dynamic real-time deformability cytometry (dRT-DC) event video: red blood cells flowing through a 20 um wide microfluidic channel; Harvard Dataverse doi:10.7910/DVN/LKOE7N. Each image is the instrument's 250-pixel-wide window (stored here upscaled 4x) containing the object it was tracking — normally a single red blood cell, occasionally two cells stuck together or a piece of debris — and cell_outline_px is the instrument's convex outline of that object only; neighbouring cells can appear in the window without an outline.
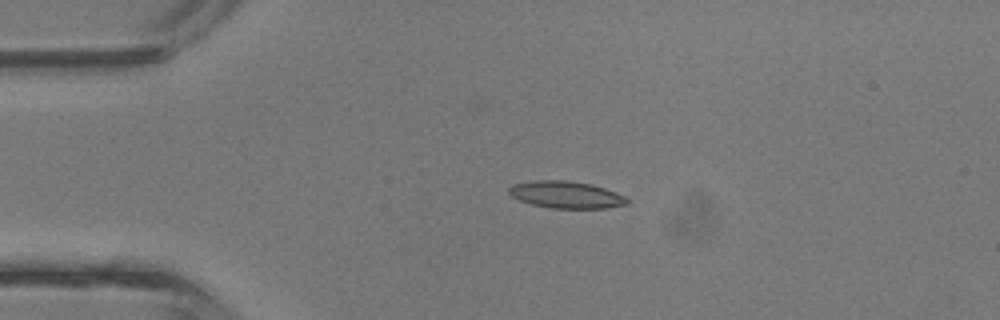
{"species": "common noctule bat (a hibernating species)", "species_latin": "Nyctalus noctula", "temperature_condition": "room temperature", "stored_images_in_passage": 4, "camera_frame_rate_fps": 3000, "um_per_image_px": 0.085, "animal": {"sex": "male", "body_mass_g": 13.3}, "frame": {"image": 1, "passage_image": 2, "time_ms": 0.333, "image_size_px": [1000, 320], "cell_outline_px": [[628, 204], [608, 208], [552, 208], [532, 204], [520, 200], [512, 196], [508, 192], [508, 188], [512, 184], [532, 180], [564, 180], [592, 184], [616, 192], [624, 196], [628, 200]], "centroid_in_image_um": [48.11, 16.54], "position_along_channel_um": 36.9, "area_um2": 18.61}}
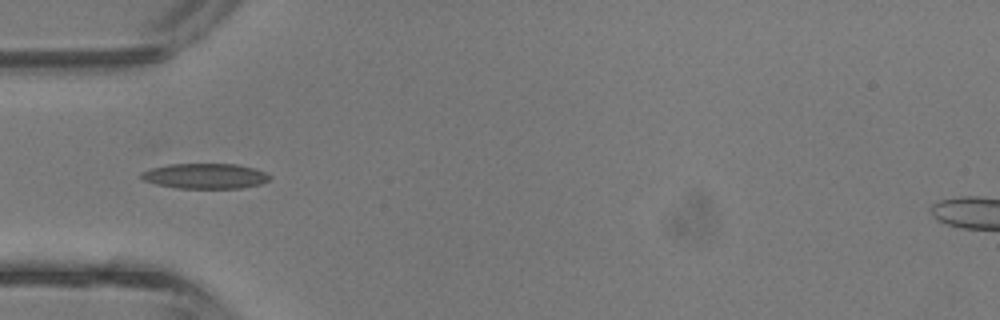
{"frame": {"image": 2, "passage_image": 3, "time_ms": 0.667, "image_size_px": [1000, 320], "cell_outline_px": [[272, 176], [268, 180], [260, 184], [240, 188], [176, 188], [156, 184], [144, 180], [140, 176], [140, 172], [152, 168], [168, 164], [236, 164], [256, 168]], "centroid_in_image_um": [17.44, 14.96], "position_along_channel_um": 67.6, "area_um2": 18.9}}
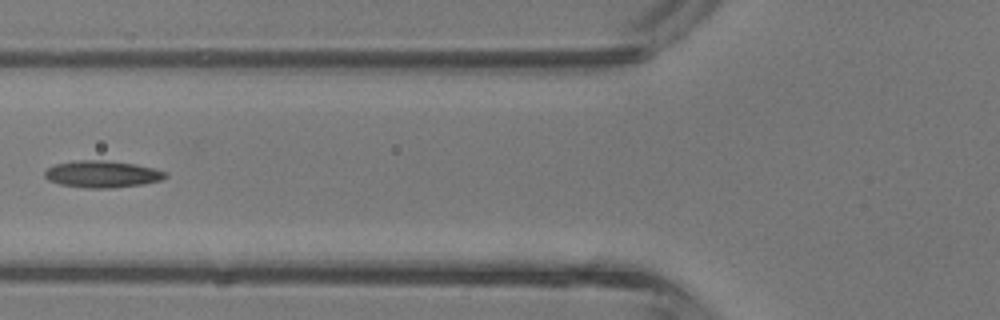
{"frame": {"image": 3, "passage_image": 4, "time_ms": 1.0, "image_size_px": [1000, 320], "cell_outline_px": [[168, 176], [160, 180], [144, 184], [112, 188], [88, 188], [60, 184], [48, 180], [44, 176], [44, 172], [48, 168], [56, 164], [76, 160], [104, 160], [136, 164], [168, 172]], "centroid_in_image_um": [8.7, 14.8], "position_along_channel_um": 117.1, "area_um2": 18.9}}